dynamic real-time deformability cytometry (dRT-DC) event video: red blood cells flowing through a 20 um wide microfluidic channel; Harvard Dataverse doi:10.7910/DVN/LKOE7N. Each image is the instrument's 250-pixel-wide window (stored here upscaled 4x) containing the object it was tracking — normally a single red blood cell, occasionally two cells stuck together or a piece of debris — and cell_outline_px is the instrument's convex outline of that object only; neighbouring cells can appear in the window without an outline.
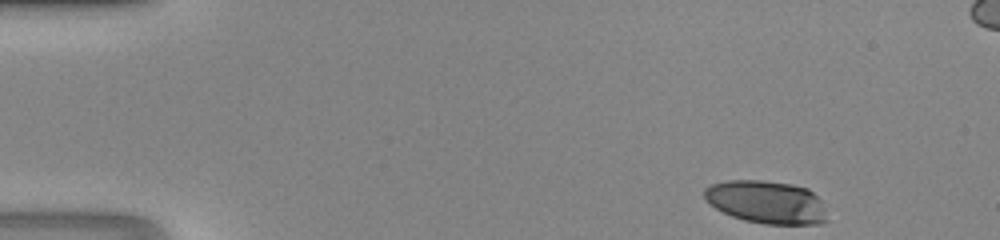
{"species": "human", "species_latin": "Homo sapiens", "temperature_condition": "room temperature", "stored_images_in_passage": 44, "segment_of_instrument_passage": [1, 2], "camera_frame_rate_fps": 3000, "um_per_image_px": 0.085, "donor": {"sex": "male"}, "frame": {"image": 1, "passage_image": 1, "time_ms": 0.0, "image_size_px": [1000, 240], "cell_outline_px": [[828, 220], [820, 224], [764, 224], [744, 220], [732, 216], [716, 208], [704, 196], [704, 188], [712, 184], [728, 180], [760, 180], [792, 184], [808, 188], [820, 200]], "centroid_in_image_um": [65.16, 17.18], "position_along_channel_um": 19.8, "area_um2": 30.52}}
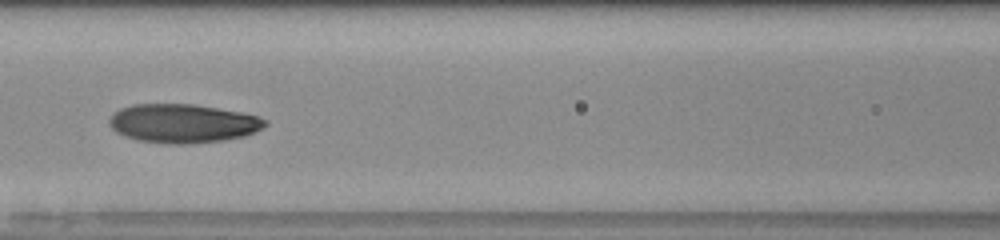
{"frame": {"image": 2, "passage_image": 18, "time_ms": 5.667, "image_size_px": [1000, 240], "cell_outline_px": [[268, 124], [264, 128], [256, 132], [244, 136], [224, 140], [188, 144], [168, 144], [140, 140], [124, 136], [116, 132], [108, 124], [108, 120], [120, 108], [132, 104], [192, 104], [244, 112], [268, 120]], "centroid_in_image_um": [15.58, 10.49], "position_along_channel_um": 151.0, "area_um2": 35.43}}
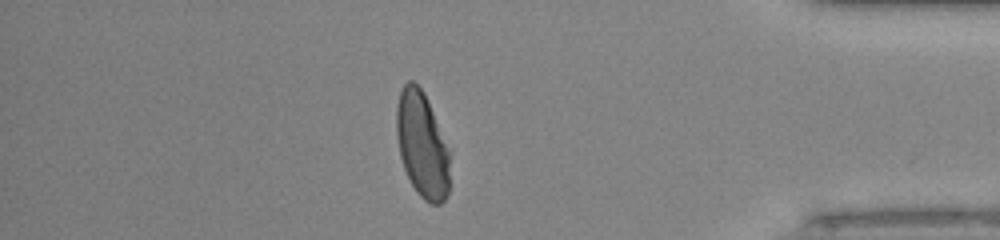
{"frame": {"image": 3, "passage_image": 37, "time_ms": 12.0, "image_size_px": [1000, 240], "cell_outline_px": [[448, 196], [440, 204], [432, 204], [424, 200], [416, 192], [404, 168], [400, 156], [396, 136], [396, 108], [400, 92], [404, 84], [408, 80], [412, 80], [424, 92], [448, 152]], "centroid_in_image_um": [35.83, 12.32], "position_along_channel_um": 399.4, "area_um2": 32.14}}